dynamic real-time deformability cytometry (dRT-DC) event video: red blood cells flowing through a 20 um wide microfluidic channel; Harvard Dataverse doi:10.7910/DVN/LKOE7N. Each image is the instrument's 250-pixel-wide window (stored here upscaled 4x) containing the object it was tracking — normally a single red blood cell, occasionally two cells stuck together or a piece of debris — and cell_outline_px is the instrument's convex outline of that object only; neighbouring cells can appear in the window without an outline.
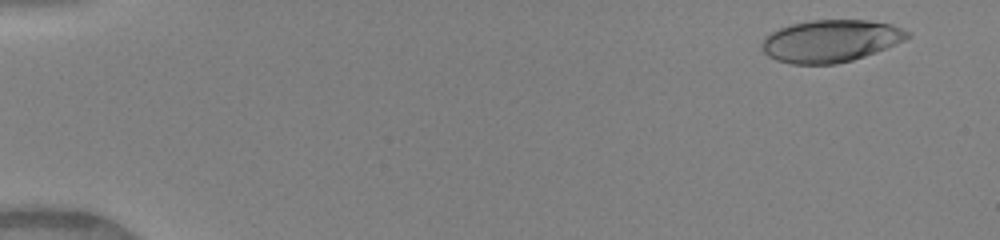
{"species": "human", "species_latin": "Homo sapiens", "temperature_condition": "warm", "stored_images_in_passage": 50, "camera_frame_rate_fps": 3000, "um_per_image_px": 0.085, "donor": {"sex": "female"}, "frame": {"image": 1, "passage_image": 4, "time_ms": 1.0, "image_size_px": [1000, 240], "cell_outline_px": [[912, 36], [904, 40], [864, 56], [852, 60], [836, 64], [792, 64], [776, 60], [768, 56], [760, 48], [760, 44], [772, 32], [780, 28], [792, 24], [812, 20], [868, 20], [892, 24], [912, 32]], "centroid_in_image_um": [70.61, 3.48], "position_along_channel_um": 14.4, "area_um2": 35.72}}
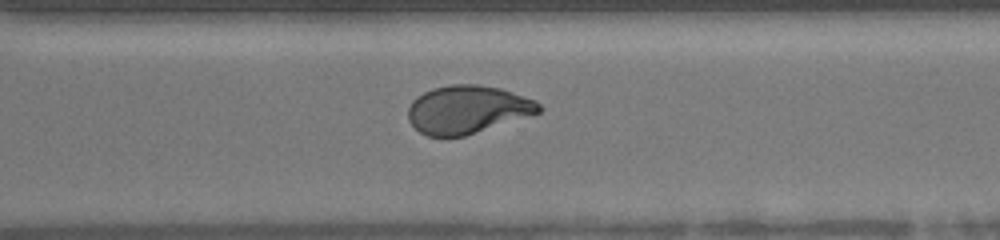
{"frame": {"image": 2, "passage_image": 37, "time_ms": 12.0, "image_size_px": [1000, 240], "cell_outline_px": [[544, 108], [540, 112], [464, 136], [428, 136], [420, 132], [408, 120], [408, 108], [412, 100], [416, 96], [432, 88], [452, 84], [480, 84], [500, 88], [536, 100]], "centroid_in_image_um": [39.72, 9.29], "position_along_channel_um": 330.9, "area_um2": 36.53}}
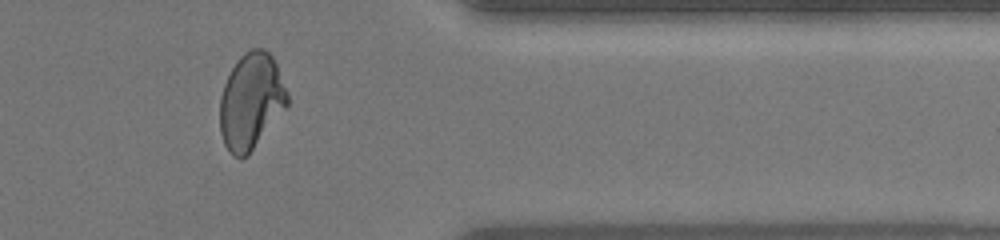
{"frame": {"image": 3, "passage_image": 42, "time_ms": 13.667, "image_size_px": [1000, 240], "cell_outline_px": [[288, 104], [248, 156], [240, 160], [232, 156], [228, 152], [224, 144], [220, 132], [220, 96], [224, 84], [236, 60], [244, 52], [252, 48], [264, 48], [272, 56], [276, 64], [288, 92]], "centroid_in_image_um": [21.32, 8.63], "position_along_channel_um": 390.1, "area_um2": 37.92}, "authors_computed_cell_mechanics": {"area_um2": 37.0498, "velocity_mm_per_s": 4.1568, "shape_relaxation_time_tau1_ms": 7.7629, "shape_relaxation_time_tau2_ms": 0.9798, "deformation_change_tau1": 0.275, "deformation_change_tau2": 0.0763}}